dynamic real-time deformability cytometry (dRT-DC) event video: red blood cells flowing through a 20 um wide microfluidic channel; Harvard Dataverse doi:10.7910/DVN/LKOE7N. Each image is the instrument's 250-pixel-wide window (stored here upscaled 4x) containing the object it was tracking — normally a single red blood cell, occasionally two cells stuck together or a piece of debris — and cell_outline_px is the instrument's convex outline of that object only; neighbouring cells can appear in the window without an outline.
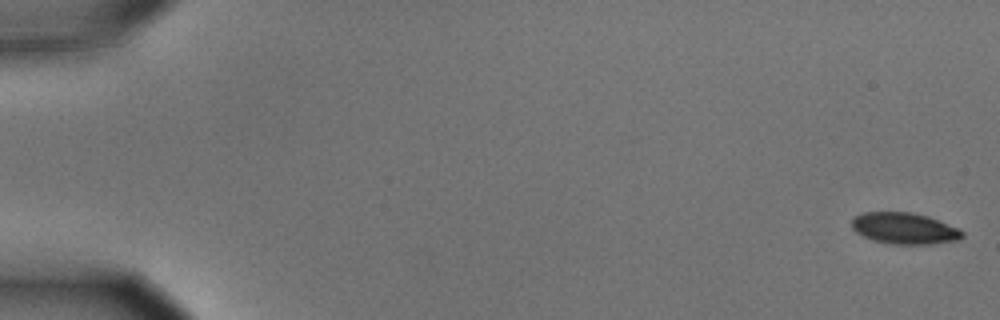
{"species": "common noctule bat (a hibernating species)", "species_latin": "Nyctalus noctula", "temperature_condition": "cold", "stored_images_in_passage": 5, "camera_frame_rate_fps": 3000, "um_per_image_px": 0.085, "animal": {"sex": "male", "body_mass_g": 15.6}, "frame": {"image": 1, "passage_image": 1, "time_ms": 0.0, "image_size_px": [1000, 320], "cell_outline_px": [[964, 236], [956, 240], [932, 244], [892, 244], [872, 240], [856, 232], [852, 228], [852, 216], [864, 212], [908, 212], [928, 216], [960, 228], [964, 232]], "centroid_in_image_um": [76.87, 19.41], "position_along_channel_um": 8.1, "area_um2": 20.29}}
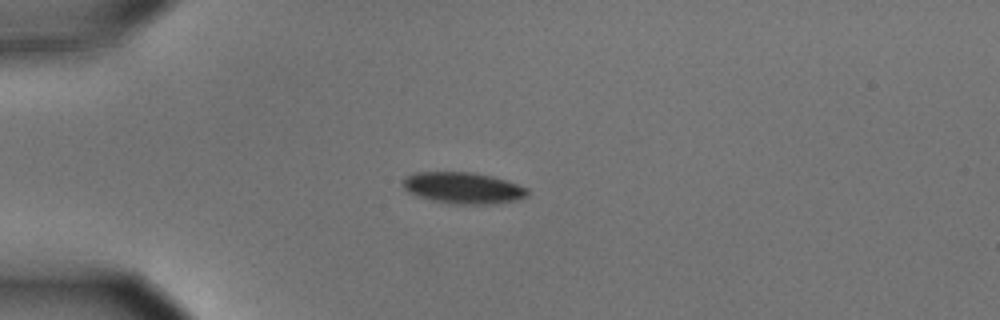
{"frame": {"image": 2, "passage_image": 5, "time_ms": 1.333, "image_size_px": [1000, 320], "cell_outline_px": [[528, 196], [512, 200], [492, 204], [452, 204], [432, 200], [408, 192], [404, 188], [400, 180], [404, 176], [412, 172], [472, 172], [492, 176], [528, 188]], "centroid_in_image_um": [39.3, 15.96], "position_along_channel_um": 45.7, "area_um2": 22.77}}